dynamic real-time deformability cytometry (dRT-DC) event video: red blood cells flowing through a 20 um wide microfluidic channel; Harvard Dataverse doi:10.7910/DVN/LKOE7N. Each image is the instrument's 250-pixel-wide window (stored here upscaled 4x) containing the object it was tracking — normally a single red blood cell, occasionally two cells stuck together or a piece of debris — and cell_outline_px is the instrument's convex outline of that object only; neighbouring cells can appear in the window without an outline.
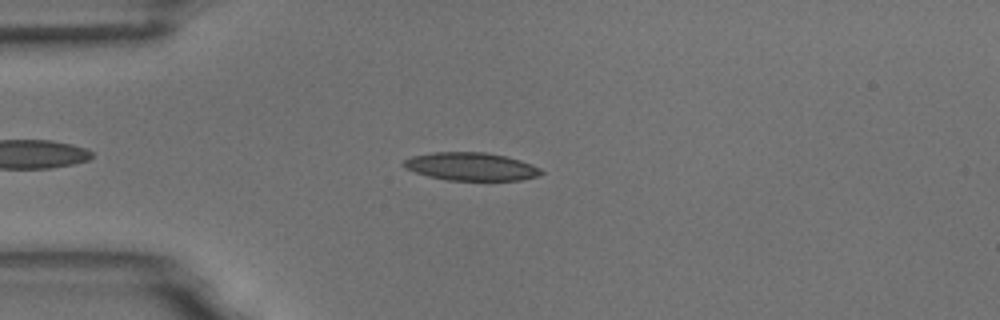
{"species": "common noctule bat (a hibernating species)", "species_latin": "Nyctalus noctula", "temperature_condition": "room temperature", "stored_images_in_passage": 45, "camera_frame_rate_fps": 3000, "um_per_image_px": 0.085, "animal": {"sex": "male", "body_mass_g": 18.8}, "frame": {"image": 1, "passage_image": 8, "time_ms": 2.333, "image_size_px": [1000, 320], "cell_outline_px": [[544, 172], [540, 176], [520, 180], [448, 180], [428, 176], [404, 168], [400, 164], [404, 160], [412, 156], [432, 152], [488, 152], [508, 156], [532, 164], [540, 168]], "centroid_in_image_um": [40.05, 14.15], "position_along_channel_um": 44.9, "area_um2": 22.66}}
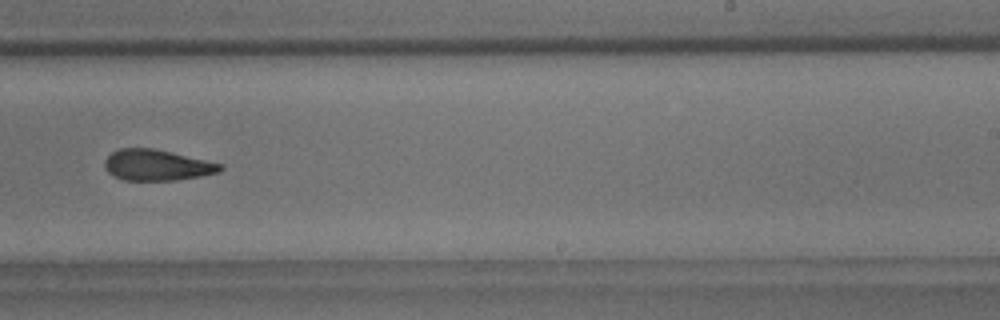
{"frame": {"image": 2, "passage_image": 28, "time_ms": 9.0, "image_size_px": [1000, 320], "cell_outline_px": [[224, 168], [220, 172], [200, 176], [176, 180], [124, 180], [108, 172], [104, 168], [104, 160], [112, 152], [120, 148], [152, 148], [172, 152], [224, 164]], "centroid_in_image_um": [13.36, 14.03], "position_along_channel_um": 275.6, "area_um2": 20.87}}
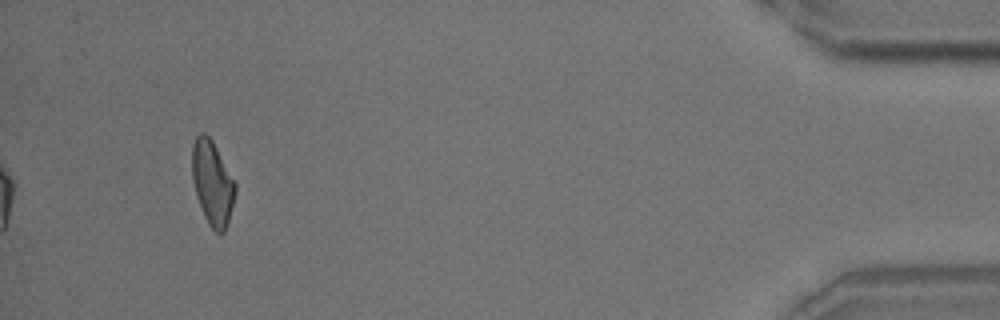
{"frame": {"image": 3, "passage_image": 45, "time_ms": 14.667, "image_size_px": [1000, 320], "cell_outline_px": [[236, 192], [228, 224], [224, 232], [216, 232], [208, 224], [204, 216], [192, 180], [192, 144], [196, 136], [200, 132], [204, 132], [212, 140], [236, 184]], "centroid_in_image_um": [18.05, 15.54], "position_along_channel_um": 417.1, "area_um2": 21.04}, "authors_computed_cell_mechanics": {"area_um2": 21.964, "velocity_mm_per_s": 3.7326, "shape_relaxation_time_tau1_ms": 7.3003, "shape_relaxation_time_tau2_ms": 4.8083, "deformation_change_tau1": 0.1791, "deformation_change_tau2": 0.1279}}